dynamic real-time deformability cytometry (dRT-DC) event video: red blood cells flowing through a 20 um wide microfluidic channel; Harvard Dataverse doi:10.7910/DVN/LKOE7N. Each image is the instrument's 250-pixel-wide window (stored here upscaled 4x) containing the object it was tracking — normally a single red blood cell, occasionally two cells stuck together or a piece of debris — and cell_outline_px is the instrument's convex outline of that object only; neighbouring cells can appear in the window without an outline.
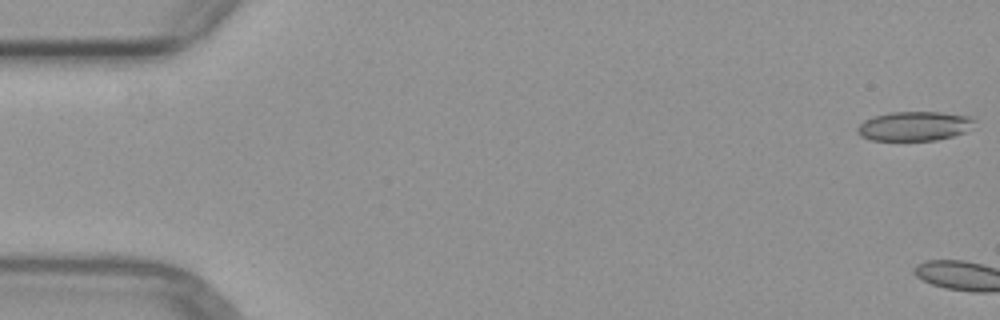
{"species": "common noctule bat (a hibernating species)", "species_latin": "Nyctalus noctula", "temperature_condition": "warm", "stored_images_in_passage": 2, "segment_of_instrument_passage": [2, 2], "camera_frame_rate_fps": 3000, "um_per_image_px": 0.085, "animal": {"sex": "female", "body_mass_g": 29.2, "forearm_length_mm": 56.3}, "frame": {"image": 1, "passage_image": 2, "time_ms": 2.333, "image_size_px": [1000, 320], "cell_outline_px": [[976, 120], [964, 132], [952, 136], [936, 140], [872, 140], [860, 136], [856, 132], [856, 128], [864, 120], [876, 116], [892, 112], [940, 112], [968, 116]], "centroid_in_image_um": [77.68, 10.72], "position_along_channel_um": 7.3, "area_um2": 19.77}}